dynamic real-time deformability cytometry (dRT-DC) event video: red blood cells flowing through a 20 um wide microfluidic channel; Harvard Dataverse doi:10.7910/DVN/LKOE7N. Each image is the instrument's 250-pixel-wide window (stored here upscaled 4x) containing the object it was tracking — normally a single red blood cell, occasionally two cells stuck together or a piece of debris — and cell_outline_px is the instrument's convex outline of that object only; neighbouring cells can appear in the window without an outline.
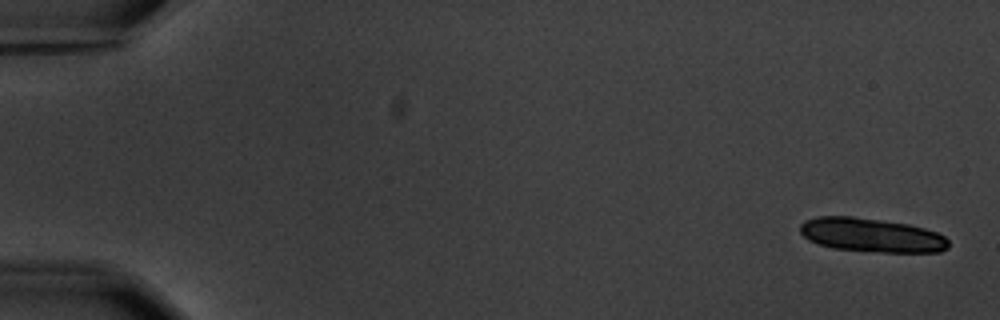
{"species": "common noctule bat (a hibernating species)", "species_latin": "Nyctalus noctula", "temperature_condition": "warm", "stored_images_in_passage": 7, "camera_frame_rate_fps": 3000, "um_per_image_px": 0.085, "animal": {"sex": "male", "body_mass_g": 20.1, "forearm_length_mm": 53.5}, "frame": {"image": 1, "passage_image": 1, "time_ms": 0.0, "image_size_px": [1000, 320], "cell_outline_px": [[948, 248], [940, 252], [880, 252], [832, 248], [808, 240], [800, 232], [800, 224], [804, 220], [816, 216], [852, 216], [908, 224], [924, 228], [936, 232], [944, 236], [948, 240]], "centroid_in_image_um": [74.06, 19.98], "position_along_channel_um": 10.9, "area_um2": 29.36}}